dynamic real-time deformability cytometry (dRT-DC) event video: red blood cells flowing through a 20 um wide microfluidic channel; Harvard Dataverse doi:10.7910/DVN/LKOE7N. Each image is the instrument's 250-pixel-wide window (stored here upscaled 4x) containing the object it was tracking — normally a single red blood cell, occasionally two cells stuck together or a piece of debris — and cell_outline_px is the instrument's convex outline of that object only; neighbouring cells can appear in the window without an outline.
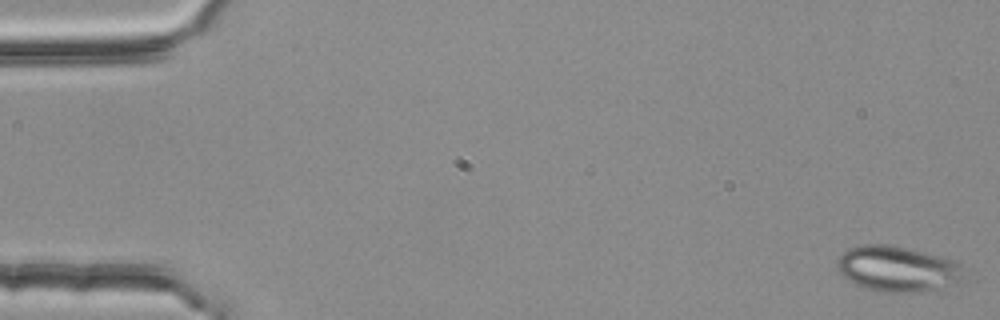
{"species": "common noctule bat (a hibernating species)", "species_latin": "Nyctalus noctula", "temperature_condition": "room temperature", "stored_images_in_passage": 4, "camera_frame_rate_fps": 3000, "um_per_image_px": 0.085, "animal": {"sex": "female", "body_mass_g": 25.1}, "frame": {"image": 1, "passage_image": 1, "time_ms": 0.0, "image_size_px": [1000, 320], "cell_outline_px": [[968, 280], [960, 284], [920, 292], [880, 292], [864, 288], [840, 276], [836, 268], [836, 260], [848, 248], [864, 244], [888, 244], [912, 248], [956, 260], [964, 268]], "centroid_in_image_um": [76.36, 22.85], "position_along_channel_um": 8.6, "area_um2": 34.85}}